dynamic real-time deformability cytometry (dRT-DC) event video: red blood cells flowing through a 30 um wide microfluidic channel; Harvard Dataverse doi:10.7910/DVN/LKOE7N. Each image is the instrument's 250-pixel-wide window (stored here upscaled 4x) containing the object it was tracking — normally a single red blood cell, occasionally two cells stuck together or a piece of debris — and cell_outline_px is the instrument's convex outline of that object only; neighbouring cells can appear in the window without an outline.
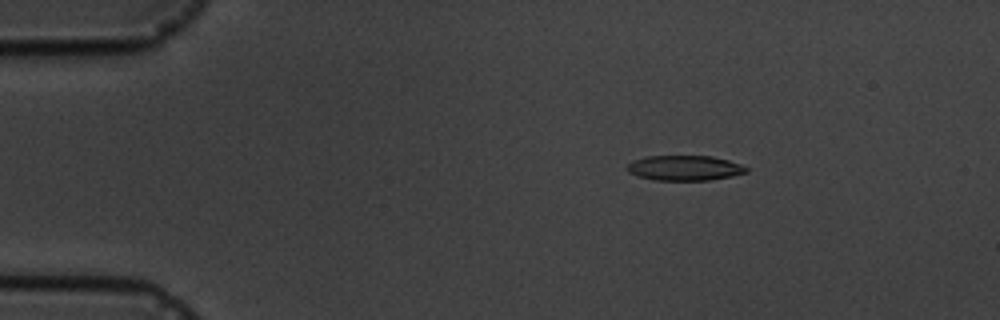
{"species": "common noctule bat (a hibernating species)", "species_latin": "Nyctalus noctula", "temperature_condition": "cold", "stored_images_in_passage": 5, "camera_frame_rate_fps": 3000, "um_per_image_px": 0.085, "animal": {"sex": "male", "body_mass_g": 19.5, "forearm_length_mm": 54.6}, "frame": {"image": 1, "passage_image": 3, "time_ms": 2.0, "image_size_px": [1000, 320], "cell_outline_px": [[748, 172], [732, 176], [708, 180], [656, 180], [640, 176], [628, 172], [624, 168], [628, 164], [636, 160], [648, 156], [712, 156], [728, 160], [740, 164], [748, 168]], "centroid_in_image_um": [58.21, 14.28], "position_along_channel_um": 26.8, "area_um2": 17.28}}